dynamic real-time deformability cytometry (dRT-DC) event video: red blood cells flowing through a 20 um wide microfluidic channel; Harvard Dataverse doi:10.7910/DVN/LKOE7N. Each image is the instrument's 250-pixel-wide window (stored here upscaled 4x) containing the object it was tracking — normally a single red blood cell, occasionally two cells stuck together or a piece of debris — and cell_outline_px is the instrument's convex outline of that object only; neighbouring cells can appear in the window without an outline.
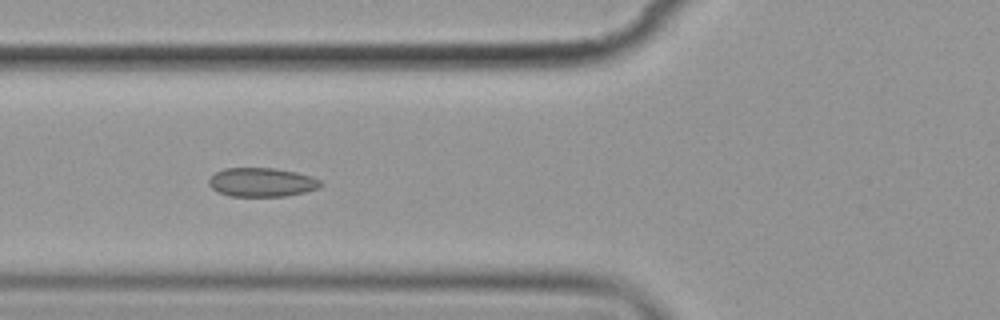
{"species": "common noctule bat (a hibernating species)", "species_latin": "Nyctalus noctula", "temperature_condition": "cold", "stored_images_in_passage": 16, "segment_of_instrument_passage": [1, 2], "camera_frame_rate_fps": 3000, "um_per_image_px": 0.085, "animal": {"sex": "female", "body_mass_g": 19.9}, "frame": {"image": 1, "passage_image": 6, "time_ms": 6.667, "image_size_px": [1000, 320], "cell_outline_px": [[324, 184], [320, 188], [288, 196], [228, 196], [212, 188], [208, 184], [208, 180], [216, 172], [224, 168], [276, 168], [296, 172], [312, 176], [320, 180]], "centroid_in_image_um": [22.29, 15.49], "position_along_channel_um": 103.5, "area_um2": 18.96}}
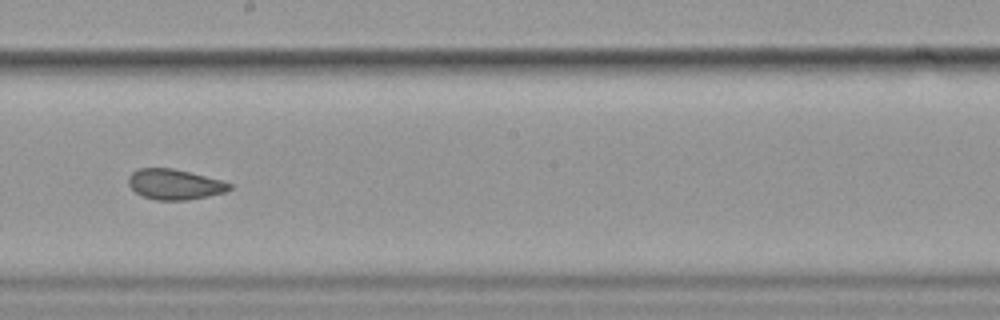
{"frame": {"image": 2, "passage_image": 9, "time_ms": 10.333, "image_size_px": [1000, 320], "cell_outline_px": [[232, 188], [224, 192], [208, 196], [188, 200], [156, 200], [144, 196], [136, 192], [128, 184], [128, 176], [132, 172], [140, 168], [172, 168], [220, 180], [232, 184]], "centroid_in_image_um": [14.83, 15.67], "position_along_channel_um": 233.4, "area_um2": 17.69}}
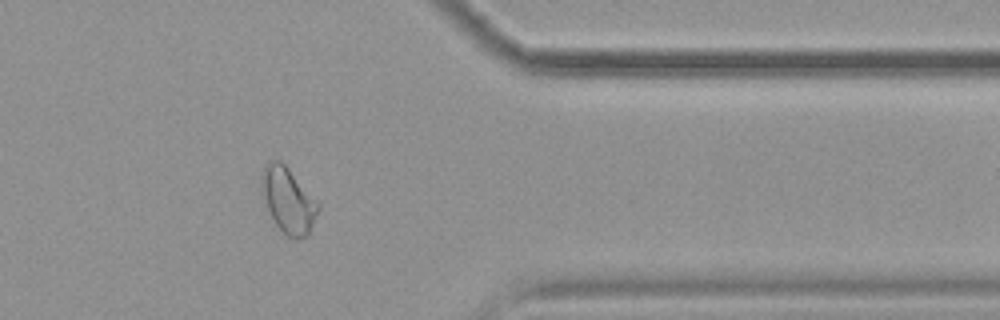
{"frame": {"image": 3, "passage_image": 13, "time_ms": 15.0, "image_size_px": [1000, 320], "cell_outline_px": [[320, 208], [308, 236], [296, 240], [288, 236], [276, 224], [260, 192], [260, 172], [268, 160], [280, 160], [288, 168], [320, 204]], "centroid_in_image_um": [24.48, 17.0], "position_along_channel_um": 386.9, "area_um2": 21.68}}